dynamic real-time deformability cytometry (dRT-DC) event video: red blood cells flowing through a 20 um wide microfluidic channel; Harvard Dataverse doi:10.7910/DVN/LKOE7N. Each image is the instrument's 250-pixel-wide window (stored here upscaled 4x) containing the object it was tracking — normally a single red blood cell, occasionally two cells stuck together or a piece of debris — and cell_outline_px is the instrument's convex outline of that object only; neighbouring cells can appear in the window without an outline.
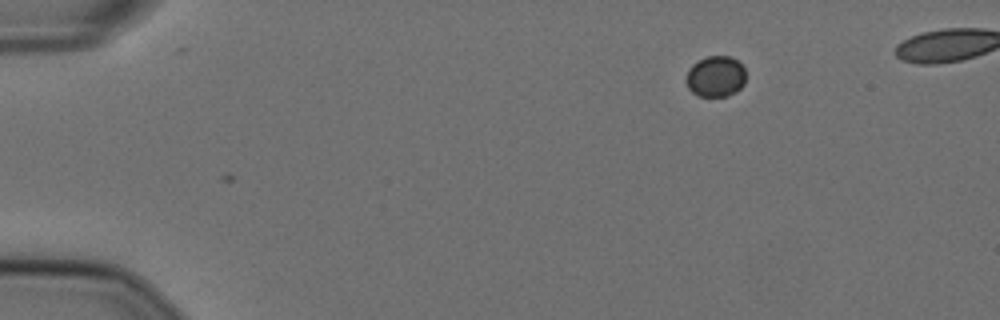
{"species": "Egyptian fruit bat (a non-hibernating species)", "species_latin": "Rousettus aegyptiacus", "temperature_condition": "cold", "stored_images_in_passage": 3, "camera_frame_rate_fps": 3000, "um_per_image_px": 0.085, "animal": {"sex": "female"}, "frame": {"image": 1, "passage_image": 3, "time_ms": 0.667, "image_size_px": [1000, 320], "cell_outline_px": [[744, 84], [736, 92], [728, 96], [700, 96], [692, 92], [688, 88], [684, 80], [688, 68], [692, 64], [708, 56], [728, 56], [736, 60], [744, 68]], "centroid_in_image_um": [60.79, 6.51], "position_along_channel_um": 24.2, "area_um2": 14.28}}